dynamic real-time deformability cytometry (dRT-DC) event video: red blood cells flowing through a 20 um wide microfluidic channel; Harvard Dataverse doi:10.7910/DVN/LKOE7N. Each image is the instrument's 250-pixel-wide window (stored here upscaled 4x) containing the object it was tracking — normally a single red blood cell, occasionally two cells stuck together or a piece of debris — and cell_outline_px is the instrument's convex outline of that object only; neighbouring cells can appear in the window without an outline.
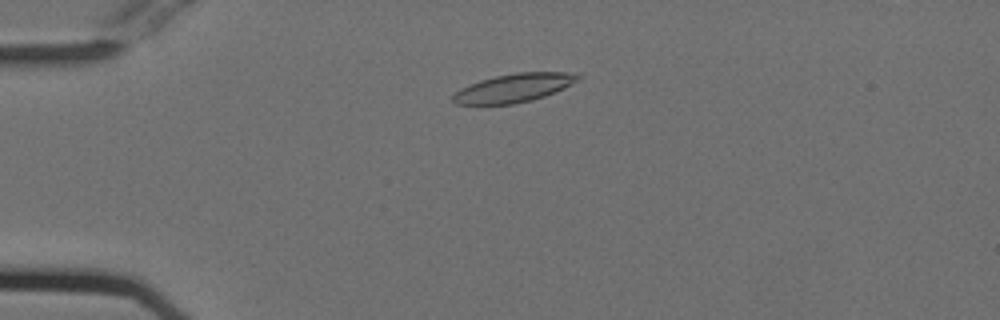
{"species": "Egyptian fruit bat (a non-hibernating species)", "species_latin": "Rousettus aegyptiacus", "temperature_condition": "cold", "stored_images_in_passage": 51, "camera_frame_rate_fps": 3000, "um_per_image_px": 0.085, "animal": {"sex": "female"}, "frame": {"image": 1, "passage_image": 10, "time_ms": 3.0, "image_size_px": [1000, 320], "cell_outline_px": [[580, 80], [564, 88], [544, 96], [532, 100], [512, 104], [456, 104], [452, 100], [452, 96], [460, 88], [468, 84], [480, 80], [496, 76], [516, 72], [580, 72]], "centroid_in_image_um": [43.71, 7.46], "position_along_channel_um": 41.3, "area_um2": 20.87}}
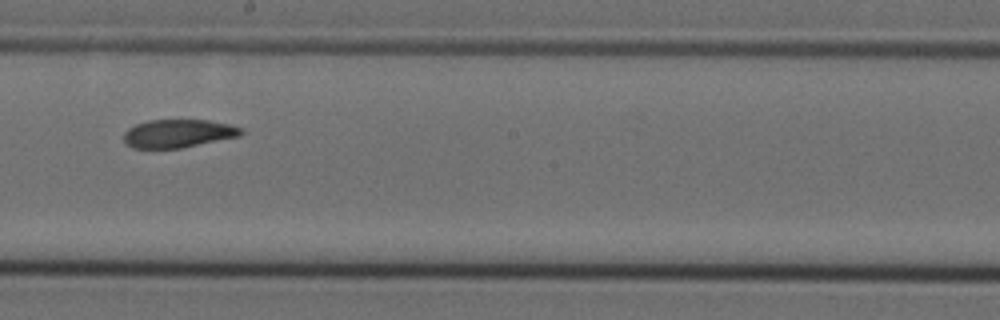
{"frame": {"image": 2, "passage_image": 28, "time_ms": 9.0, "image_size_px": [1000, 320], "cell_outline_px": [[244, 132], [240, 136], [180, 148], [132, 148], [124, 140], [124, 132], [128, 128], [136, 124], [148, 120], [208, 120], [228, 124], [244, 128]], "centroid_in_image_um": [15.16, 11.34], "position_along_channel_um": 233.0, "area_um2": 19.25}}
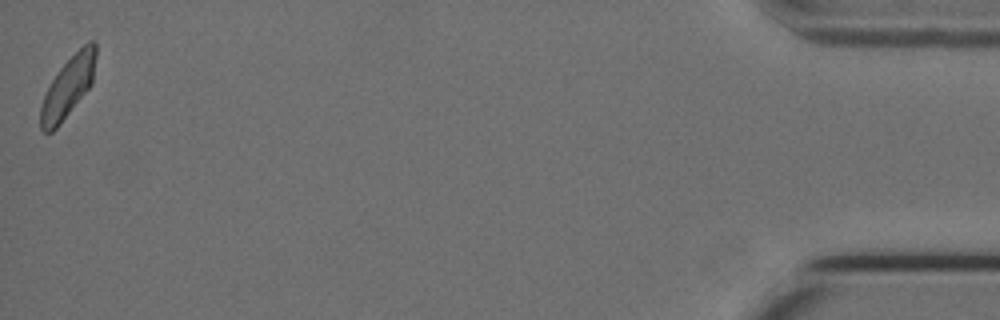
{"frame": {"image": 3, "passage_image": 51, "time_ms": 16.667, "image_size_px": [1000, 320], "cell_outline_px": [[96, 56], [92, 84], [56, 128], [52, 132], [44, 132], [40, 128], [40, 108], [44, 96], [52, 80], [60, 68], [88, 40], [92, 40], [96, 44]], "centroid_in_image_um": [5.79, 7.39], "position_along_channel_um": 429.4, "area_um2": 19.13}, "authors_computed_cell_mechanics": {"area_um2": 20.3456, "velocity_mm_per_s": 3.7257, "shape_relaxation_time_tau1_ms": 9.502, "shape_relaxation_time_tau2_ms": 4.3199, "deformation_change_tau1": 0.1865, "deformation_change_tau2": 0.0999}}